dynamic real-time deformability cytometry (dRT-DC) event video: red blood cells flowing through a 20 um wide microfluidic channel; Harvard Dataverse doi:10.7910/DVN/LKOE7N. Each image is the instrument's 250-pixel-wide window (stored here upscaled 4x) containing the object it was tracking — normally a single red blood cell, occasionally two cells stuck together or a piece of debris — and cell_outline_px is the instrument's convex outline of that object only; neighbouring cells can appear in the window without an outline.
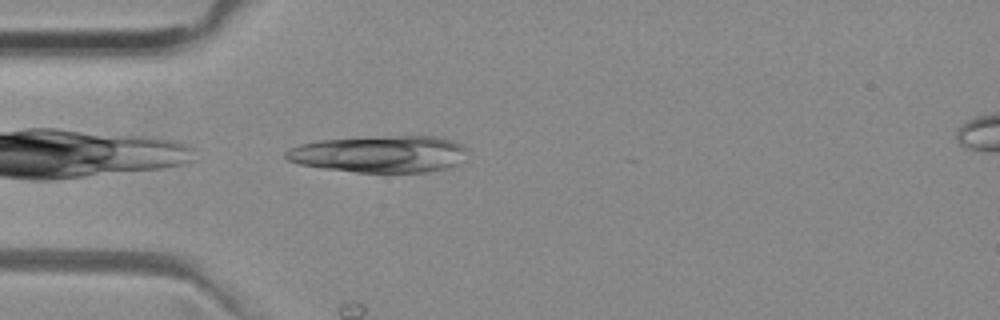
{"species": "common noctule bat (a hibernating species)", "species_latin": "Nyctalus noctula", "temperature_condition": "room temperature", "stored_images_in_passage": 37, "camera_frame_rate_fps": 3000, "um_per_image_px": 0.085, "animal": {"sex": "female", "body_mass_g": 29.2, "forearm_length_mm": 56.3}, "frame": {"image": 1, "passage_image": 2, "time_ms": 0.333, "image_size_px": [1000, 320], "cell_outline_px": [[468, 148], [456, 164], [452, 168], [428, 172], [356, 172], [320, 168], [300, 164], [288, 160], [284, 156], [284, 152], [288, 148], [300, 144], [320, 140], [396, 136], [436, 136], [452, 140], [464, 144]], "centroid_in_image_um": [32.28, 13.1], "position_along_channel_um": 52.7, "area_um2": 39.02}}